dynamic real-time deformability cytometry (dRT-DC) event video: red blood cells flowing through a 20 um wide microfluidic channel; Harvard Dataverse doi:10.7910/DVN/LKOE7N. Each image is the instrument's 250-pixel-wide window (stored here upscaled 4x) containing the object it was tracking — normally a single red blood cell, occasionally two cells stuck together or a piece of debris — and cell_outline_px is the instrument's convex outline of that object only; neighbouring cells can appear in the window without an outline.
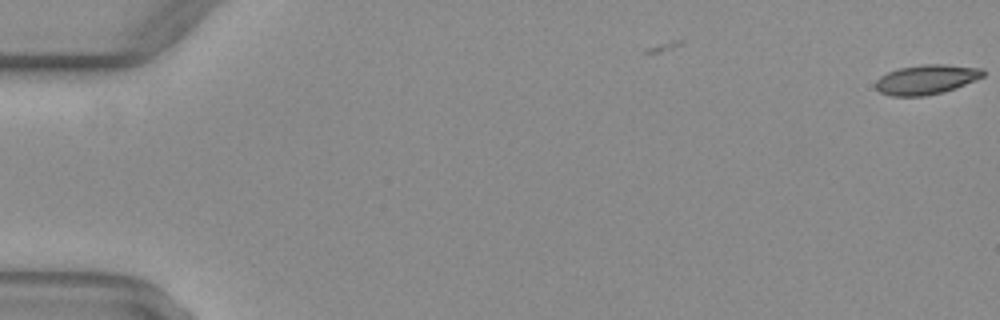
{"species": "common noctule bat (a hibernating species)", "species_latin": "Nyctalus noctula", "temperature_condition": "warm", "stored_images_in_passage": 5, "camera_frame_rate_fps": 3000, "um_per_image_px": 0.085, "animal": {"sex": "female", "body_mass_g": 29.2, "forearm_length_mm": 56.3}, "frame": {"image": 1, "passage_image": 5, "time_ms": 1.333, "image_size_px": [1000, 320], "cell_outline_px": [[984, 76], [976, 80], [956, 88], [944, 92], [924, 96], [892, 96], [880, 92], [876, 88], [876, 80], [880, 76], [888, 72], [900, 68], [920, 64], [944, 64], [980, 68], [984, 72]], "centroid_in_image_um": [78.74, 6.76], "position_along_channel_um": 6.3, "area_um2": 18.55}}